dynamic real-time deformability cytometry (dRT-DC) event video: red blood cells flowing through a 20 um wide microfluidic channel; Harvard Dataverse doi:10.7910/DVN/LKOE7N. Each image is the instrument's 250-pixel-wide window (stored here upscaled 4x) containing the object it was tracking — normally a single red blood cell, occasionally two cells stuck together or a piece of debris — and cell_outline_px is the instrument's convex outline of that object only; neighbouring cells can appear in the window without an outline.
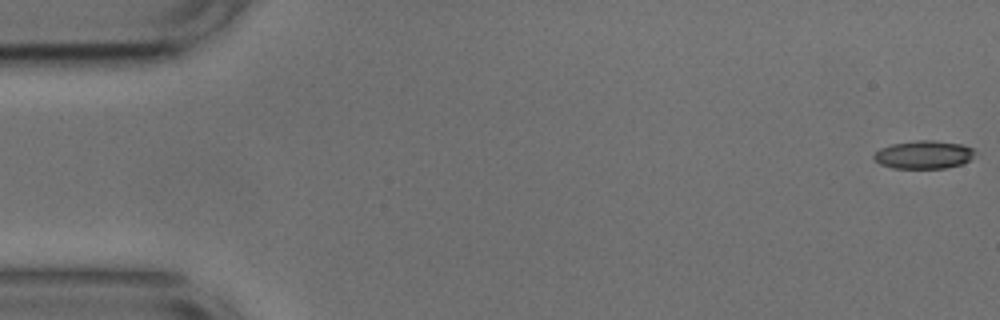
{"species": "common noctule bat (a hibernating species)", "species_latin": "Nyctalus noctula", "temperature_condition": "cold", "stored_images_in_passage": 53, "camera_frame_rate_fps": 3000, "um_per_image_px": 0.085, "animal": {"sex": "male", "body_mass_g": 17.9, "forearm_length_mm": 54.2}, "frame": {"image": 1, "passage_image": 1, "time_ms": 0.0, "image_size_px": [1000, 320], "cell_outline_px": [[972, 156], [968, 160], [960, 164], [944, 168], [892, 168], [880, 164], [872, 156], [880, 148], [892, 144], [916, 140], [936, 140], [964, 144], [972, 148]], "centroid_in_image_um": [78.48, 13.13], "position_along_channel_um": 6.5, "area_um2": 16.42}}
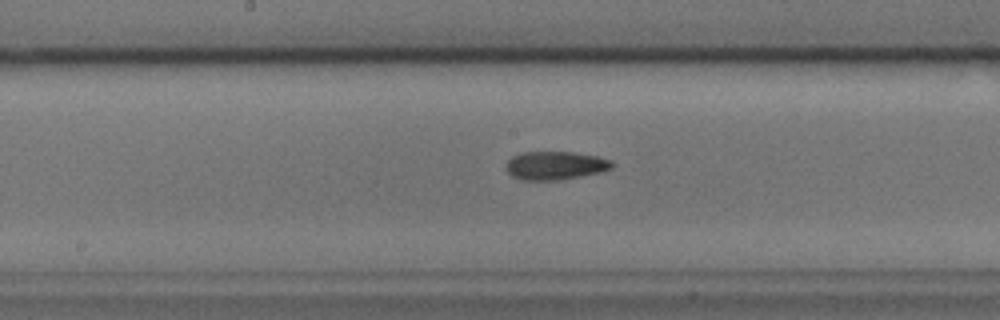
{"frame": {"image": 2, "passage_image": 27, "time_ms": 8.667, "image_size_px": [1000, 320], "cell_outline_px": [[616, 164], [612, 168], [600, 172], [560, 180], [520, 180], [512, 176], [508, 172], [508, 160], [512, 156], [520, 152], [572, 152], [596, 156], [612, 160]], "centroid_in_image_um": [47.22, 14.07], "position_along_channel_um": 201.0, "area_um2": 17.51}}
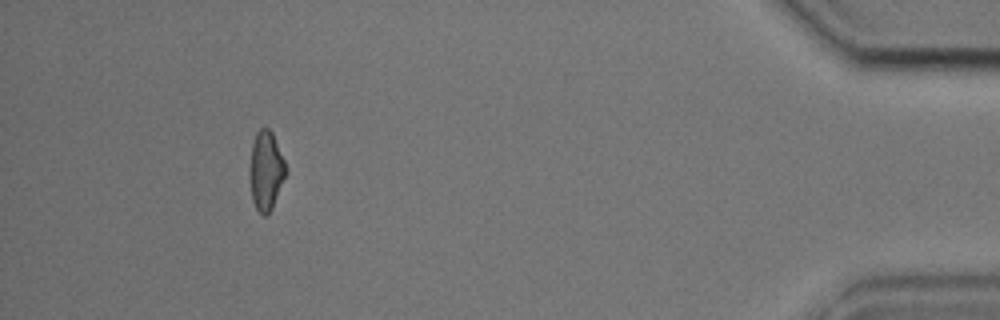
{"frame": {"image": 3, "passage_image": 49, "time_ms": 16.0, "image_size_px": [1000, 320], "cell_outline_px": [[284, 176], [272, 208], [264, 216], [256, 208], [252, 200], [248, 176], [248, 168], [252, 144], [256, 132], [260, 128], [268, 128], [272, 132], [284, 160]], "centroid_in_image_um": [22.54, 14.48], "position_along_channel_um": 412.7, "area_um2": 16.42}, "authors_computed_cell_mechanics": {"area_um2": 17.1666, "velocity_mm_per_s": 3.757, "shape_relaxation_time_tau1_ms": 9.0597, "shape_relaxation_time_tau2_ms": 2.9508, "deformation_change_tau1": 0.2096, "deformation_change_tau2": 0.1113}}